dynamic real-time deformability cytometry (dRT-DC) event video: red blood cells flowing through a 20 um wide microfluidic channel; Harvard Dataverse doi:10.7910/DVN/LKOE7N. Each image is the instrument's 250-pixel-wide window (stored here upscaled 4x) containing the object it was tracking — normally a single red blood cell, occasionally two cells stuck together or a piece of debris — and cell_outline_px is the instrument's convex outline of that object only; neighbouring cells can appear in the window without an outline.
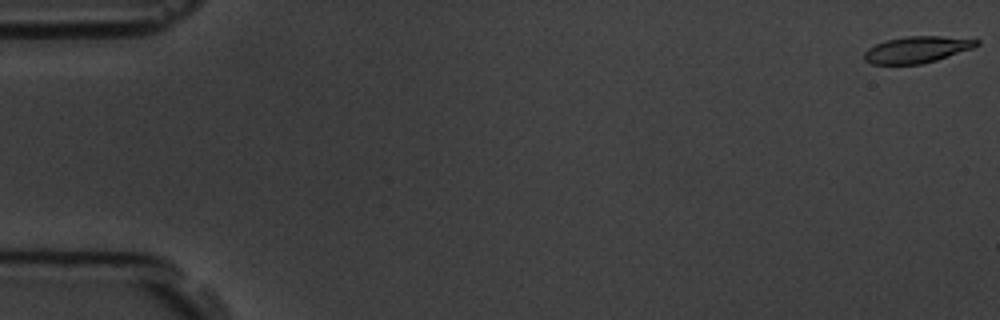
{"species": "common noctule bat (a hibernating species)", "species_latin": "Nyctalus noctula", "temperature_condition": "room temperature", "stored_images_in_passage": 16, "camera_frame_rate_fps": 3000, "um_per_image_px": 0.085, "animal": {"sex": "male", "body_mass_g": 19.5, "forearm_length_mm": 54.6}, "frame": {"image": 1, "passage_image": 1, "time_ms": 0.0, "image_size_px": [1000, 320], "cell_outline_px": [[980, 44], [972, 48], [936, 60], [920, 64], [872, 64], [864, 60], [864, 52], [868, 48], [876, 44], [888, 40], [904, 36], [940, 36], [980, 40]], "centroid_in_image_um": [77.92, 4.21], "position_along_channel_um": 7.1, "area_um2": 17.17}}
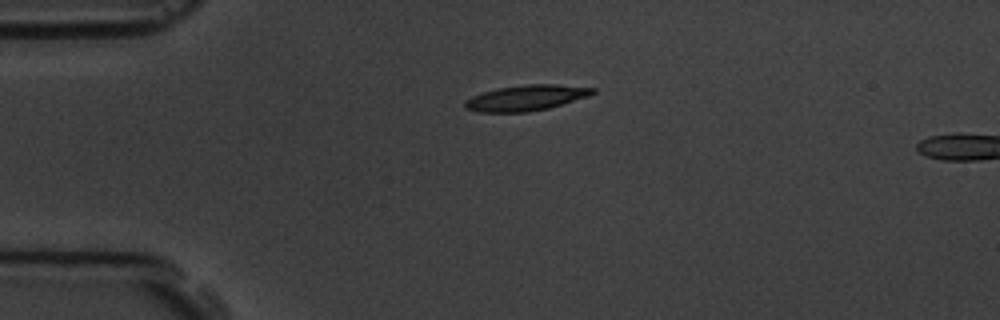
{"frame": {"image": 2, "passage_image": 14, "time_ms": 4.333, "image_size_px": [1000, 320], "cell_outline_px": [[596, 92], [588, 96], [548, 108], [528, 112], [476, 112], [464, 108], [464, 100], [472, 96], [484, 92], [500, 88], [528, 84], [556, 84], [596, 88]], "centroid_in_image_um": [44.7, 8.32], "position_along_channel_um": 40.3, "area_um2": 18.96}}